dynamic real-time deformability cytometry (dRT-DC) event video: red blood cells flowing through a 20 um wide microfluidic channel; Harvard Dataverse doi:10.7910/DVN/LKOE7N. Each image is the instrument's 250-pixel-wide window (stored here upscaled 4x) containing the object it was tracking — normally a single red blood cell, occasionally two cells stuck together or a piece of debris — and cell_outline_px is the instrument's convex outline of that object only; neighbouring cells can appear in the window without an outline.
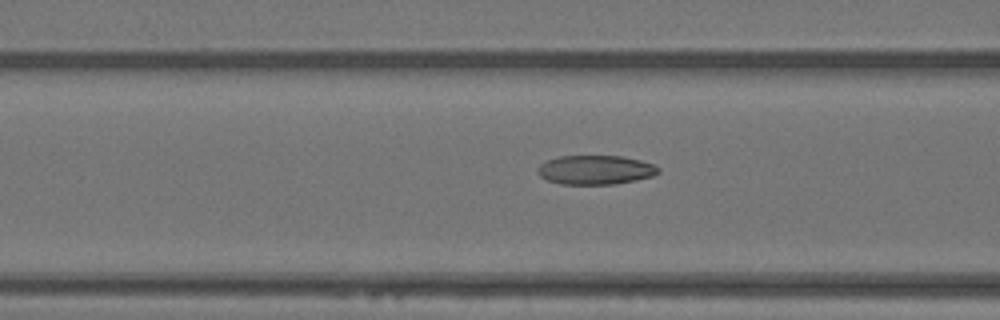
{"species": "Egyptian fruit bat (a non-hibernating species)", "species_latin": "Rousettus aegyptiacus", "temperature_condition": "warm", "stored_images_in_passage": 15, "camera_frame_rate_fps": 3000, "um_per_image_px": 0.085, "animal": {"sex": "female"}, "frame": {"image": 1, "passage_image": 13, "time_ms": 4.0, "image_size_px": [1000, 320], "cell_outline_px": [[660, 172], [652, 176], [636, 180], [616, 184], [560, 184], [548, 180], [540, 176], [536, 172], [536, 168], [540, 164], [548, 160], [560, 156], [624, 156], [640, 160], [652, 164], [660, 168]], "centroid_in_image_um": [50.61, 14.44], "position_along_channel_um": 116.0, "area_um2": 20.58}}